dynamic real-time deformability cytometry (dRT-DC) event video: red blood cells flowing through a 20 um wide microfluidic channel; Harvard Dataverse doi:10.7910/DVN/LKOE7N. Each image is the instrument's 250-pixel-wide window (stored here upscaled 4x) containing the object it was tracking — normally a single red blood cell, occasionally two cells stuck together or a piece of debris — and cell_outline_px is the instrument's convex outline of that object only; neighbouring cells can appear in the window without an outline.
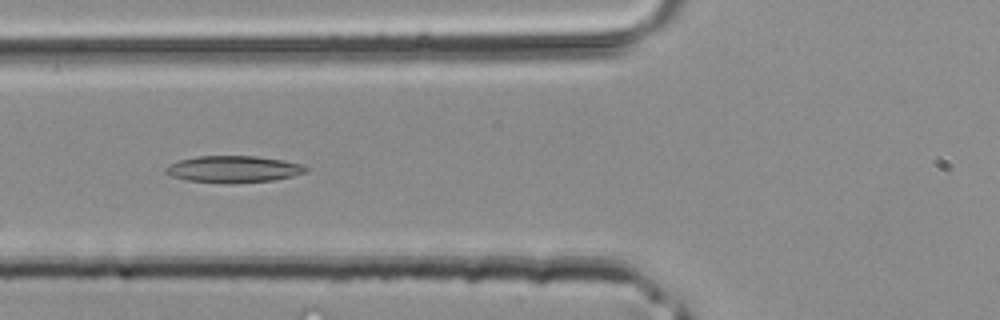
{"species": "common noctule bat (a hibernating species)", "species_latin": "Nyctalus noctula", "temperature_condition": "room temperature", "stored_images_in_passage": 32, "camera_frame_rate_fps": 3000, "um_per_image_px": 0.085, "animal": {"sex": "male", "body_mass_g": 20.4}, "frame": {"image": 1, "passage_image": 7, "time_ms": 2.0, "image_size_px": [1000, 320], "cell_outline_px": [[308, 168], [304, 172], [292, 176], [272, 180], [232, 184], [188, 180], [172, 176], [164, 172], [164, 168], [180, 160], [196, 156], [256, 156], [304, 164]], "centroid_in_image_um": [19.84, 14.38], "position_along_channel_um": 106.0, "area_um2": 21.68}}
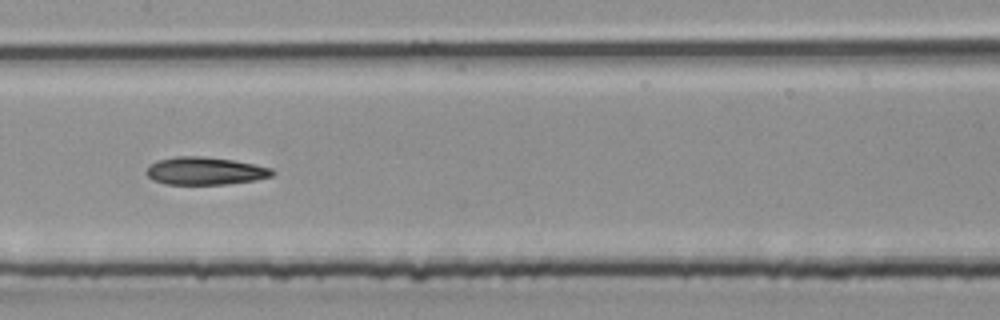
{"frame": {"image": 2, "passage_image": 12, "time_ms": 3.667, "image_size_px": [1000, 320], "cell_outline_px": [[276, 172], [272, 176], [256, 180], [224, 184], [164, 184], [152, 180], [144, 172], [148, 164], [156, 160], [176, 156], [200, 156], [232, 160], [272, 168]], "centroid_in_image_um": [17.37, 14.53], "position_along_channel_um": 190.0, "area_um2": 20.46}}
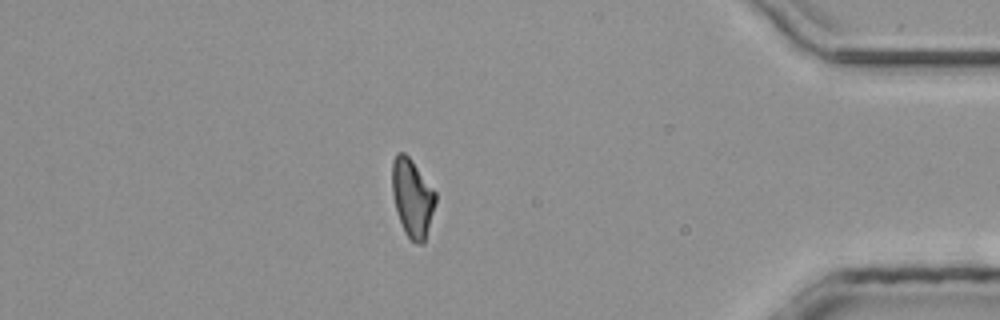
{"frame": {"image": 3, "passage_image": 27, "time_ms": 8.667, "image_size_px": [1000, 320], "cell_outline_px": [[436, 200], [424, 244], [416, 244], [404, 232], [396, 212], [392, 192], [392, 160], [396, 152], [404, 152], [408, 156], [436, 192]], "centroid_in_image_um": [35.03, 16.82], "position_along_channel_um": 400.2, "area_um2": 19.71}}